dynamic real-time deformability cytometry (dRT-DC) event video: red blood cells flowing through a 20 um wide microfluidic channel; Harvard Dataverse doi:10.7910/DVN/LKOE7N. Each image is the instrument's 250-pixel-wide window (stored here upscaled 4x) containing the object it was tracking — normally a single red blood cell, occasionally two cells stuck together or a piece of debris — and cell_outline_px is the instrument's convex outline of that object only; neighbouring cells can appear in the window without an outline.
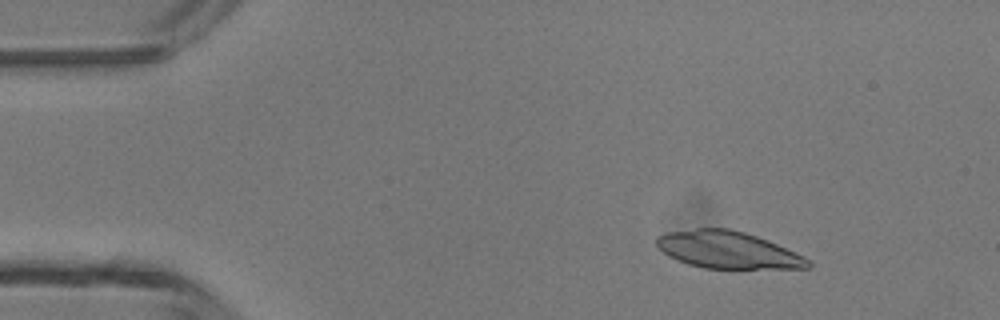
{"species": "common noctule bat (a hibernating species)", "species_latin": "Nyctalus noctula", "temperature_condition": "room temperature", "stored_images_in_passage": 46, "camera_frame_rate_fps": 3000, "um_per_image_px": 0.085, "animal": {"sex": "male", "body_mass_g": 13.3}, "frame": {"image": 1, "passage_image": 6, "time_ms": 1.667, "image_size_px": [1000, 320], "cell_outline_px": [[812, 268], [704, 268], [688, 264], [676, 260], [668, 256], [656, 248], [656, 236], [668, 232], [696, 228], [728, 228], [744, 232], [756, 236], [776, 244], [804, 256], [812, 264]], "centroid_in_image_um": [61.8, 21.24], "position_along_channel_um": 23.2, "area_um2": 32.66}}
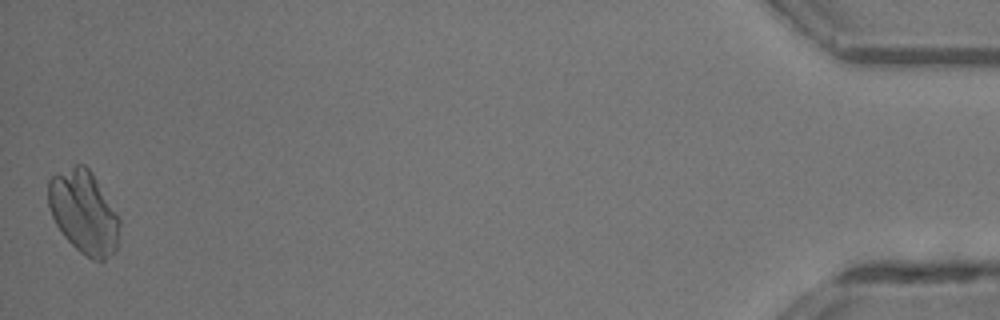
{"frame": {"image": 2, "passage_image": 46, "time_ms": 15.0, "image_size_px": [1000, 320], "cell_outline_px": [[120, 240], [116, 252], [104, 260], [92, 260], [80, 252], [64, 236], [56, 224], [52, 216], [48, 204], [48, 180], [52, 176], [76, 164], [84, 164], [92, 172], [116, 212], [120, 220]], "centroid_in_image_um": [7.15, 18.06], "position_along_channel_um": 428.1, "area_um2": 34.62}}